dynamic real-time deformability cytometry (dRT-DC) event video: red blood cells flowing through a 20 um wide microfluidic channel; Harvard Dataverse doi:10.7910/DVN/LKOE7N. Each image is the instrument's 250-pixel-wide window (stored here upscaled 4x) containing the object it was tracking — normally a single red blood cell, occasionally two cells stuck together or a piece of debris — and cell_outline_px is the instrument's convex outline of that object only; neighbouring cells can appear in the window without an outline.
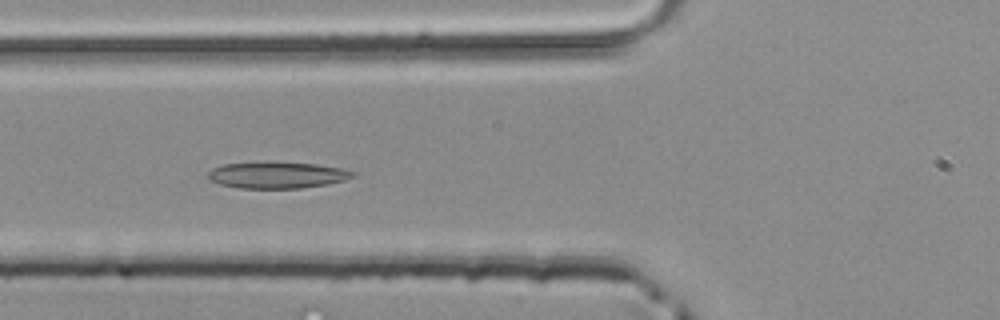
{"species": "common noctule bat (a hibernating species)", "species_latin": "Nyctalus noctula", "temperature_condition": "room temperature", "stored_images_in_passage": 45, "camera_frame_rate_fps": 3000, "um_per_image_px": 0.085, "animal": {"sex": "male", "body_mass_g": 20.4}, "frame": {"image": 1, "passage_image": 15, "time_ms": 4.667, "image_size_px": [1000, 320], "cell_outline_px": [[356, 176], [344, 180], [328, 184], [300, 188], [240, 188], [220, 184], [208, 180], [208, 172], [212, 168], [224, 164], [256, 160], [268, 160], [316, 164], [340, 168], [356, 172]], "centroid_in_image_um": [23.52, 14.84], "position_along_channel_um": 102.3, "area_um2": 23.0}}
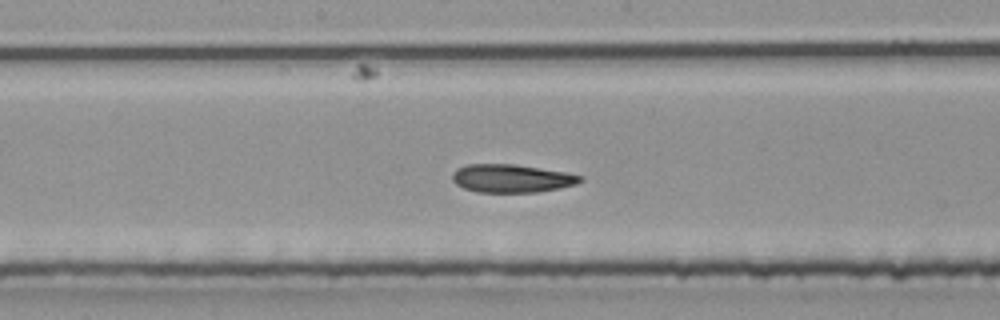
{"frame": {"image": 2, "passage_image": 22, "time_ms": 7.0, "image_size_px": [1000, 320], "cell_outline_px": [[584, 180], [576, 184], [560, 188], [536, 192], [476, 192], [464, 188], [456, 184], [452, 180], [452, 172], [456, 168], [468, 164], [516, 164], [568, 172], [584, 176]], "centroid_in_image_um": [43.51, 15.15], "position_along_channel_um": 204.7, "area_um2": 21.27}}
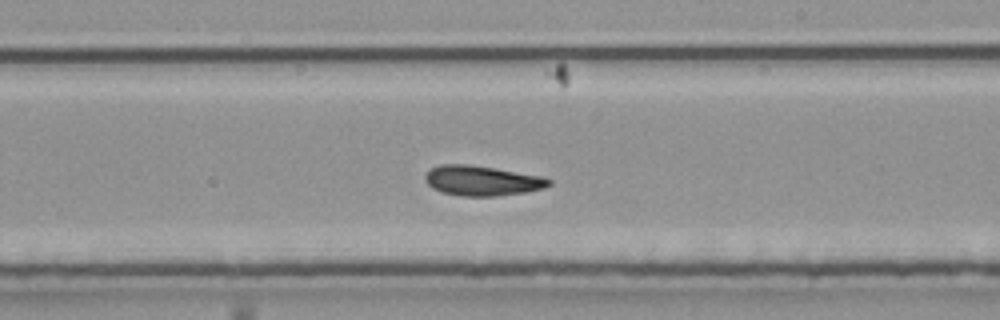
{"frame": {"image": 3, "passage_image": 25, "time_ms": 8.0, "image_size_px": [1000, 320], "cell_outline_px": [[552, 184], [544, 188], [524, 192], [496, 196], [460, 196], [440, 192], [432, 188], [424, 180], [424, 176], [428, 168], [440, 164], [468, 164], [496, 168], [540, 176], [552, 180]], "centroid_in_image_um": [40.91, 15.35], "position_along_channel_um": 248.1, "area_um2": 21.85}}